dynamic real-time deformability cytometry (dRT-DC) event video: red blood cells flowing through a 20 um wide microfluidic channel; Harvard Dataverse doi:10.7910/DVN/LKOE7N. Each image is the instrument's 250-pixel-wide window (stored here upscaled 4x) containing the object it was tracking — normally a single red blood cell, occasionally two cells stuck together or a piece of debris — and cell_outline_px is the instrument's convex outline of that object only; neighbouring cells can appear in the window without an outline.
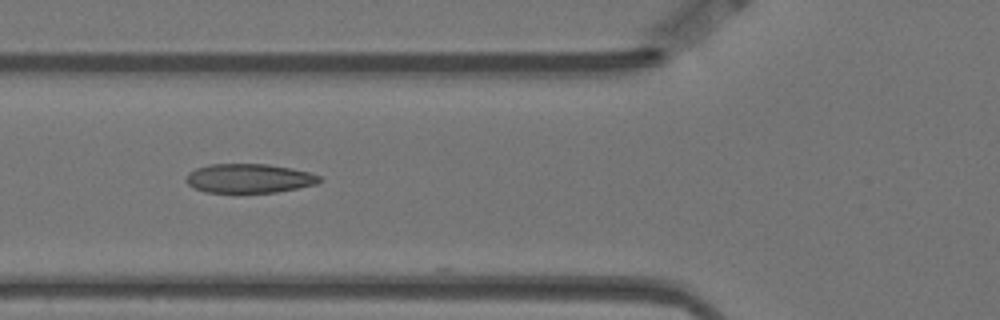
{"species": "Egyptian fruit bat (a non-hibernating species)", "species_latin": "Rousettus aegyptiacus", "temperature_condition": "warm", "stored_images_in_passage": 7, "camera_frame_rate_fps": 3000, "um_per_image_px": 0.085, "animal": {"sex": "female"}, "frame": {"image": 1, "passage_image": 6, "time_ms": 1.667, "image_size_px": [1000, 320], "cell_outline_px": [[320, 180], [316, 184], [276, 192], [204, 192], [188, 184], [184, 180], [188, 172], [196, 168], [208, 164], [268, 164], [292, 168], [308, 172], [320, 176]], "centroid_in_image_um": [21.13, 15.15], "position_along_channel_um": 104.7, "area_um2": 22.54}}